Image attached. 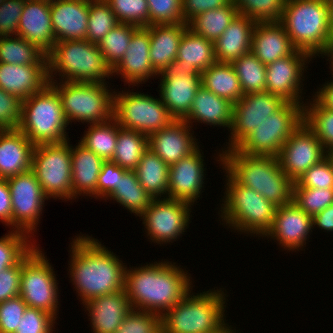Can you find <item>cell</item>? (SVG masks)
Listing matches in <instances>:
<instances>
[{"label":"cell","instance_id":"cell-1","mask_svg":"<svg viewBox=\"0 0 333 333\" xmlns=\"http://www.w3.org/2000/svg\"><path fill=\"white\" fill-rule=\"evenodd\" d=\"M70 244L68 273L82 305L95 297L124 289L126 263L113 251L82 233L72 238Z\"/></svg>","mask_w":333,"mask_h":333},{"label":"cell","instance_id":"cell-2","mask_svg":"<svg viewBox=\"0 0 333 333\" xmlns=\"http://www.w3.org/2000/svg\"><path fill=\"white\" fill-rule=\"evenodd\" d=\"M162 261L136 268L126 265L124 289L132 309L162 316L194 287L187 270Z\"/></svg>","mask_w":333,"mask_h":333},{"label":"cell","instance_id":"cell-3","mask_svg":"<svg viewBox=\"0 0 333 333\" xmlns=\"http://www.w3.org/2000/svg\"><path fill=\"white\" fill-rule=\"evenodd\" d=\"M218 153L219 166L238 184L255 190L277 207L292 201L293 182L281 169L278 157L248 155L235 148Z\"/></svg>","mask_w":333,"mask_h":333},{"label":"cell","instance_id":"cell-4","mask_svg":"<svg viewBox=\"0 0 333 333\" xmlns=\"http://www.w3.org/2000/svg\"><path fill=\"white\" fill-rule=\"evenodd\" d=\"M279 22L294 48L313 59L333 43V8L323 0H286Z\"/></svg>","mask_w":333,"mask_h":333},{"label":"cell","instance_id":"cell-5","mask_svg":"<svg viewBox=\"0 0 333 333\" xmlns=\"http://www.w3.org/2000/svg\"><path fill=\"white\" fill-rule=\"evenodd\" d=\"M47 66L49 82L57 79L109 84L106 78L109 80L113 75V68L104 59L98 44L88 40L57 41L47 53ZM57 75L62 79H54Z\"/></svg>","mask_w":333,"mask_h":333},{"label":"cell","instance_id":"cell-6","mask_svg":"<svg viewBox=\"0 0 333 333\" xmlns=\"http://www.w3.org/2000/svg\"><path fill=\"white\" fill-rule=\"evenodd\" d=\"M222 288L190 290L180 302L161 316L162 333H214L226 324V296ZM192 293V294H191ZM196 294V295H195Z\"/></svg>","mask_w":333,"mask_h":333},{"label":"cell","instance_id":"cell-7","mask_svg":"<svg viewBox=\"0 0 333 333\" xmlns=\"http://www.w3.org/2000/svg\"><path fill=\"white\" fill-rule=\"evenodd\" d=\"M225 175L226 190L218 212L224 226L239 234L264 237L272 228L277 206L255 190L238 184L227 172Z\"/></svg>","mask_w":333,"mask_h":333},{"label":"cell","instance_id":"cell-8","mask_svg":"<svg viewBox=\"0 0 333 333\" xmlns=\"http://www.w3.org/2000/svg\"><path fill=\"white\" fill-rule=\"evenodd\" d=\"M68 125L60 96L50 84L41 92L22 100L18 129L35 146L69 140L66 132Z\"/></svg>","mask_w":333,"mask_h":333},{"label":"cell","instance_id":"cell-9","mask_svg":"<svg viewBox=\"0 0 333 333\" xmlns=\"http://www.w3.org/2000/svg\"><path fill=\"white\" fill-rule=\"evenodd\" d=\"M49 84L60 96L68 124L74 121L99 124L113 118L115 91L107 83L54 81Z\"/></svg>","mask_w":333,"mask_h":333},{"label":"cell","instance_id":"cell-10","mask_svg":"<svg viewBox=\"0 0 333 333\" xmlns=\"http://www.w3.org/2000/svg\"><path fill=\"white\" fill-rule=\"evenodd\" d=\"M38 245L22 258L20 296L27 307L44 310L57 319L59 288L54 267Z\"/></svg>","mask_w":333,"mask_h":333},{"label":"cell","instance_id":"cell-11","mask_svg":"<svg viewBox=\"0 0 333 333\" xmlns=\"http://www.w3.org/2000/svg\"><path fill=\"white\" fill-rule=\"evenodd\" d=\"M117 92L113 96V119L125 129L149 136L176 120L161 98L129 89Z\"/></svg>","mask_w":333,"mask_h":333},{"label":"cell","instance_id":"cell-12","mask_svg":"<svg viewBox=\"0 0 333 333\" xmlns=\"http://www.w3.org/2000/svg\"><path fill=\"white\" fill-rule=\"evenodd\" d=\"M36 145L32 157V171L45 195L50 199L72 200L71 144Z\"/></svg>","mask_w":333,"mask_h":333},{"label":"cell","instance_id":"cell-13","mask_svg":"<svg viewBox=\"0 0 333 333\" xmlns=\"http://www.w3.org/2000/svg\"><path fill=\"white\" fill-rule=\"evenodd\" d=\"M303 122V107L285 102L235 148L248 155L278 157L282 146Z\"/></svg>","mask_w":333,"mask_h":333},{"label":"cell","instance_id":"cell-14","mask_svg":"<svg viewBox=\"0 0 333 333\" xmlns=\"http://www.w3.org/2000/svg\"><path fill=\"white\" fill-rule=\"evenodd\" d=\"M191 210L192 205L174 198H154L139 217L149 241L162 246L173 243L187 232Z\"/></svg>","mask_w":333,"mask_h":333},{"label":"cell","instance_id":"cell-15","mask_svg":"<svg viewBox=\"0 0 333 333\" xmlns=\"http://www.w3.org/2000/svg\"><path fill=\"white\" fill-rule=\"evenodd\" d=\"M11 194L12 202V228L27 233L31 238L36 236L37 226L40 223L45 200V195L34 172L18 174L6 179ZM33 235V236H32Z\"/></svg>","mask_w":333,"mask_h":333},{"label":"cell","instance_id":"cell-16","mask_svg":"<svg viewBox=\"0 0 333 333\" xmlns=\"http://www.w3.org/2000/svg\"><path fill=\"white\" fill-rule=\"evenodd\" d=\"M286 101L269 92L244 94L233 104L229 142L222 151L236 148L252 131L276 112Z\"/></svg>","mask_w":333,"mask_h":333},{"label":"cell","instance_id":"cell-17","mask_svg":"<svg viewBox=\"0 0 333 333\" xmlns=\"http://www.w3.org/2000/svg\"><path fill=\"white\" fill-rule=\"evenodd\" d=\"M310 61L312 57L307 52L295 50L291 55L267 64L266 92L303 107L304 71L307 72V63L309 64Z\"/></svg>","mask_w":333,"mask_h":333},{"label":"cell","instance_id":"cell-18","mask_svg":"<svg viewBox=\"0 0 333 333\" xmlns=\"http://www.w3.org/2000/svg\"><path fill=\"white\" fill-rule=\"evenodd\" d=\"M326 157L317 136L302 122L284 143L278 155L281 169L294 183Z\"/></svg>","mask_w":333,"mask_h":333},{"label":"cell","instance_id":"cell-19","mask_svg":"<svg viewBox=\"0 0 333 333\" xmlns=\"http://www.w3.org/2000/svg\"><path fill=\"white\" fill-rule=\"evenodd\" d=\"M158 77L159 98L176 120H182L189 113L196 92L202 85L201 75L187 74L185 68L174 60Z\"/></svg>","mask_w":333,"mask_h":333},{"label":"cell","instance_id":"cell-20","mask_svg":"<svg viewBox=\"0 0 333 333\" xmlns=\"http://www.w3.org/2000/svg\"><path fill=\"white\" fill-rule=\"evenodd\" d=\"M311 229L313 230L312 217L291 201L276 208L272 228L264 237L276 240L283 250L297 252L306 247Z\"/></svg>","mask_w":333,"mask_h":333},{"label":"cell","instance_id":"cell-21","mask_svg":"<svg viewBox=\"0 0 333 333\" xmlns=\"http://www.w3.org/2000/svg\"><path fill=\"white\" fill-rule=\"evenodd\" d=\"M198 147L187 157L169 166L168 197L194 205L199 199L206 179L204 157ZM205 171V172H204ZM205 175V176H204Z\"/></svg>","mask_w":333,"mask_h":333},{"label":"cell","instance_id":"cell-22","mask_svg":"<svg viewBox=\"0 0 333 333\" xmlns=\"http://www.w3.org/2000/svg\"><path fill=\"white\" fill-rule=\"evenodd\" d=\"M150 26L138 27L121 61L113 68V75H120L123 82L137 86L158 76L150 62Z\"/></svg>","mask_w":333,"mask_h":333},{"label":"cell","instance_id":"cell-23","mask_svg":"<svg viewBox=\"0 0 333 333\" xmlns=\"http://www.w3.org/2000/svg\"><path fill=\"white\" fill-rule=\"evenodd\" d=\"M192 128L193 126L184 120H175L169 126L148 136V149L171 166L200 146L198 139L193 136Z\"/></svg>","mask_w":333,"mask_h":333},{"label":"cell","instance_id":"cell-24","mask_svg":"<svg viewBox=\"0 0 333 333\" xmlns=\"http://www.w3.org/2000/svg\"><path fill=\"white\" fill-rule=\"evenodd\" d=\"M50 14L56 42L86 40L89 0H54Z\"/></svg>","mask_w":333,"mask_h":333},{"label":"cell","instance_id":"cell-25","mask_svg":"<svg viewBox=\"0 0 333 333\" xmlns=\"http://www.w3.org/2000/svg\"><path fill=\"white\" fill-rule=\"evenodd\" d=\"M87 310L93 333H115L132 310L125 289L95 297L83 307Z\"/></svg>","mask_w":333,"mask_h":333},{"label":"cell","instance_id":"cell-26","mask_svg":"<svg viewBox=\"0 0 333 333\" xmlns=\"http://www.w3.org/2000/svg\"><path fill=\"white\" fill-rule=\"evenodd\" d=\"M49 84L47 64L0 63V88L21 100L41 92Z\"/></svg>","mask_w":333,"mask_h":333},{"label":"cell","instance_id":"cell-27","mask_svg":"<svg viewBox=\"0 0 333 333\" xmlns=\"http://www.w3.org/2000/svg\"><path fill=\"white\" fill-rule=\"evenodd\" d=\"M17 36L34 43L47 54L56 43L52 30L50 3L25 0Z\"/></svg>","mask_w":333,"mask_h":333},{"label":"cell","instance_id":"cell-28","mask_svg":"<svg viewBox=\"0 0 333 333\" xmlns=\"http://www.w3.org/2000/svg\"><path fill=\"white\" fill-rule=\"evenodd\" d=\"M35 145L19 130H0V178L32 170Z\"/></svg>","mask_w":333,"mask_h":333},{"label":"cell","instance_id":"cell-29","mask_svg":"<svg viewBox=\"0 0 333 333\" xmlns=\"http://www.w3.org/2000/svg\"><path fill=\"white\" fill-rule=\"evenodd\" d=\"M292 45L284 26L278 22H256L252 32L251 52L265 65L291 55Z\"/></svg>","mask_w":333,"mask_h":333},{"label":"cell","instance_id":"cell-30","mask_svg":"<svg viewBox=\"0 0 333 333\" xmlns=\"http://www.w3.org/2000/svg\"><path fill=\"white\" fill-rule=\"evenodd\" d=\"M233 103L228 99L218 97L202 85L197 90L189 113L182 119L189 125L193 122L210 126L231 128Z\"/></svg>","mask_w":333,"mask_h":333},{"label":"cell","instance_id":"cell-31","mask_svg":"<svg viewBox=\"0 0 333 333\" xmlns=\"http://www.w3.org/2000/svg\"><path fill=\"white\" fill-rule=\"evenodd\" d=\"M72 200L78 196L97 198V179L104 160L80 142L71 144Z\"/></svg>","mask_w":333,"mask_h":333},{"label":"cell","instance_id":"cell-32","mask_svg":"<svg viewBox=\"0 0 333 333\" xmlns=\"http://www.w3.org/2000/svg\"><path fill=\"white\" fill-rule=\"evenodd\" d=\"M255 24L251 18L238 14L214 42L216 61L231 63L250 52Z\"/></svg>","mask_w":333,"mask_h":333},{"label":"cell","instance_id":"cell-33","mask_svg":"<svg viewBox=\"0 0 333 333\" xmlns=\"http://www.w3.org/2000/svg\"><path fill=\"white\" fill-rule=\"evenodd\" d=\"M187 23L175 25H150V62L159 74L176 60L179 43Z\"/></svg>","mask_w":333,"mask_h":333},{"label":"cell","instance_id":"cell-34","mask_svg":"<svg viewBox=\"0 0 333 333\" xmlns=\"http://www.w3.org/2000/svg\"><path fill=\"white\" fill-rule=\"evenodd\" d=\"M176 61L189 75L201 73L216 62L214 42L188 28L179 43Z\"/></svg>","mask_w":333,"mask_h":333},{"label":"cell","instance_id":"cell-35","mask_svg":"<svg viewBox=\"0 0 333 333\" xmlns=\"http://www.w3.org/2000/svg\"><path fill=\"white\" fill-rule=\"evenodd\" d=\"M134 171L152 199L168 197L169 166L150 149L143 153Z\"/></svg>","mask_w":333,"mask_h":333},{"label":"cell","instance_id":"cell-36","mask_svg":"<svg viewBox=\"0 0 333 333\" xmlns=\"http://www.w3.org/2000/svg\"><path fill=\"white\" fill-rule=\"evenodd\" d=\"M202 86L235 104L244 95L231 63L215 62L201 73Z\"/></svg>","mask_w":333,"mask_h":333},{"label":"cell","instance_id":"cell-37","mask_svg":"<svg viewBox=\"0 0 333 333\" xmlns=\"http://www.w3.org/2000/svg\"><path fill=\"white\" fill-rule=\"evenodd\" d=\"M147 149V135L131 129H125L118 124L117 144L112 162L127 171H134Z\"/></svg>","mask_w":333,"mask_h":333},{"label":"cell","instance_id":"cell-38","mask_svg":"<svg viewBox=\"0 0 333 333\" xmlns=\"http://www.w3.org/2000/svg\"><path fill=\"white\" fill-rule=\"evenodd\" d=\"M238 14L236 6L231 1L221 8L197 15L188 23V27L195 34L215 42Z\"/></svg>","mask_w":333,"mask_h":333},{"label":"cell","instance_id":"cell-39","mask_svg":"<svg viewBox=\"0 0 333 333\" xmlns=\"http://www.w3.org/2000/svg\"><path fill=\"white\" fill-rule=\"evenodd\" d=\"M119 203L130 213L139 216L151 203L152 198L141 186L135 171H126L118 187L105 199Z\"/></svg>","mask_w":333,"mask_h":333},{"label":"cell","instance_id":"cell-40","mask_svg":"<svg viewBox=\"0 0 333 333\" xmlns=\"http://www.w3.org/2000/svg\"><path fill=\"white\" fill-rule=\"evenodd\" d=\"M0 63L47 64V54L37 45L20 36L0 37Z\"/></svg>","mask_w":333,"mask_h":333},{"label":"cell","instance_id":"cell-41","mask_svg":"<svg viewBox=\"0 0 333 333\" xmlns=\"http://www.w3.org/2000/svg\"><path fill=\"white\" fill-rule=\"evenodd\" d=\"M79 142L104 161L112 160L117 144L118 123L112 118L107 122L90 124Z\"/></svg>","mask_w":333,"mask_h":333},{"label":"cell","instance_id":"cell-42","mask_svg":"<svg viewBox=\"0 0 333 333\" xmlns=\"http://www.w3.org/2000/svg\"><path fill=\"white\" fill-rule=\"evenodd\" d=\"M312 97L310 103L308 101L304 103L303 122L317 136L327 152L333 150V110Z\"/></svg>","mask_w":333,"mask_h":333},{"label":"cell","instance_id":"cell-43","mask_svg":"<svg viewBox=\"0 0 333 333\" xmlns=\"http://www.w3.org/2000/svg\"><path fill=\"white\" fill-rule=\"evenodd\" d=\"M243 94L266 91V65L251 51L231 62Z\"/></svg>","mask_w":333,"mask_h":333},{"label":"cell","instance_id":"cell-44","mask_svg":"<svg viewBox=\"0 0 333 333\" xmlns=\"http://www.w3.org/2000/svg\"><path fill=\"white\" fill-rule=\"evenodd\" d=\"M137 26L118 23L99 42L98 47L107 63L114 68L123 58Z\"/></svg>","mask_w":333,"mask_h":333},{"label":"cell","instance_id":"cell-45","mask_svg":"<svg viewBox=\"0 0 333 333\" xmlns=\"http://www.w3.org/2000/svg\"><path fill=\"white\" fill-rule=\"evenodd\" d=\"M118 23L116 15L105 0H89L86 40L99 44L102 38Z\"/></svg>","mask_w":333,"mask_h":333},{"label":"cell","instance_id":"cell-46","mask_svg":"<svg viewBox=\"0 0 333 333\" xmlns=\"http://www.w3.org/2000/svg\"><path fill=\"white\" fill-rule=\"evenodd\" d=\"M34 241L27 233L18 230L3 235L0 238V272L16 265L36 245Z\"/></svg>","mask_w":333,"mask_h":333},{"label":"cell","instance_id":"cell-47","mask_svg":"<svg viewBox=\"0 0 333 333\" xmlns=\"http://www.w3.org/2000/svg\"><path fill=\"white\" fill-rule=\"evenodd\" d=\"M239 14L255 22H278L281 20L286 0H231Z\"/></svg>","mask_w":333,"mask_h":333},{"label":"cell","instance_id":"cell-48","mask_svg":"<svg viewBox=\"0 0 333 333\" xmlns=\"http://www.w3.org/2000/svg\"><path fill=\"white\" fill-rule=\"evenodd\" d=\"M119 23L137 27L149 26V6L147 0H105Z\"/></svg>","mask_w":333,"mask_h":333},{"label":"cell","instance_id":"cell-49","mask_svg":"<svg viewBox=\"0 0 333 333\" xmlns=\"http://www.w3.org/2000/svg\"><path fill=\"white\" fill-rule=\"evenodd\" d=\"M292 201L313 217L333 204V189L293 187Z\"/></svg>","mask_w":333,"mask_h":333},{"label":"cell","instance_id":"cell-50","mask_svg":"<svg viewBox=\"0 0 333 333\" xmlns=\"http://www.w3.org/2000/svg\"><path fill=\"white\" fill-rule=\"evenodd\" d=\"M182 0H147L150 25H175L184 23Z\"/></svg>","mask_w":333,"mask_h":333},{"label":"cell","instance_id":"cell-51","mask_svg":"<svg viewBox=\"0 0 333 333\" xmlns=\"http://www.w3.org/2000/svg\"><path fill=\"white\" fill-rule=\"evenodd\" d=\"M161 316L132 309L115 333H161Z\"/></svg>","mask_w":333,"mask_h":333},{"label":"cell","instance_id":"cell-52","mask_svg":"<svg viewBox=\"0 0 333 333\" xmlns=\"http://www.w3.org/2000/svg\"><path fill=\"white\" fill-rule=\"evenodd\" d=\"M55 320L53 315L44 310L27 307L15 333H53Z\"/></svg>","mask_w":333,"mask_h":333},{"label":"cell","instance_id":"cell-53","mask_svg":"<svg viewBox=\"0 0 333 333\" xmlns=\"http://www.w3.org/2000/svg\"><path fill=\"white\" fill-rule=\"evenodd\" d=\"M293 187L333 189V168L327 157L308 169Z\"/></svg>","mask_w":333,"mask_h":333},{"label":"cell","instance_id":"cell-54","mask_svg":"<svg viewBox=\"0 0 333 333\" xmlns=\"http://www.w3.org/2000/svg\"><path fill=\"white\" fill-rule=\"evenodd\" d=\"M21 111L22 100L0 88V130L18 129Z\"/></svg>","mask_w":333,"mask_h":333},{"label":"cell","instance_id":"cell-55","mask_svg":"<svg viewBox=\"0 0 333 333\" xmlns=\"http://www.w3.org/2000/svg\"><path fill=\"white\" fill-rule=\"evenodd\" d=\"M25 0H4L0 4V37L17 36Z\"/></svg>","mask_w":333,"mask_h":333},{"label":"cell","instance_id":"cell-56","mask_svg":"<svg viewBox=\"0 0 333 333\" xmlns=\"http://www.w3.org/2000/svg\"><path fill=\"white\" fill-rule=\"evenodd\" d=\"M26 308L20 295L0 303V333H15Z\"/></svg>","mask_w":333,"mask_h":333},{"label":"cell","instance_id":"cell-57","mask_svg":"<svg viewBox=\"0 0 333 333\" xmlns=\"http://www.w3.org/2000/svg\"><path fill=\"white\" fill-rule=\"evenodd\" d=\"M127 170L116 163L104 161L97 179V199H106L117 187Z\"/></svg>","mask_w":333,"mask_h":333},{"label":"cell","instance_id":"cell-58","mask_svg":"<svg viewBox=\"0 0 333 333\" xmlns=\"http://www.w3.org/2000/svg\"><path fill=\"white\" fill-rule=\"evenodd\" d=\"M22 259L0 272V303L20 295Z\"/></svg>","mask_w":333,"mask_h":333},{"label":"cell","instance_id":"cell-59","mask_svg":"<svg viewBox=\"0 0 333 333\" xmlns=\"http://www.w3.org/2000/svg\"><path fill=\"white\" fill-rule=\"evenodd\" d=\"M182 14L184 23H189L197 15L212 9L221 8L231 0H182Z\"/></svg>","mask_w":333,"mask_h":333},{"label":"cell","instance_id":"cell-60","mask_svg":"<svg viewBox=\"0 0 333 333\" xmlns=\"http://www.w3.org/2000/svg\"><path fill=\"white\" fill-rule=\"evenodd\" d=\"M0 222L10 228L12 227L11 194L7 180L1 178H0Z\"/></svg>","mask_w":333,"mask_h":333},{"label":"cell","instance_id":"cell-61","mask_svg":"<svg viewBox=\"0 0 333 333\" xmlns=\"http://www.w3.org/2000/svg\"><path fill=\"white\" fill-rule=\"evenodd\" d=\"M313 229L319 228L320 230H324L325 232L333 231V204L329 205L326 209L319 212L315 216L312 217ZM317 227H316V226Z\"/></svg>","mask_w":333,"mask_h":333},{"label":"cell","instance_id":"cell-62","mask_svg":"<svg viewBox=\"0 0 333 333\" xmlns=\"http://www.w3.org/2000/svg\"><path fill=\"white\" fill-rule=\"evenodd\" d=\"M330 81V82H329ZM323 84L318 91L314 93V97L325 107L333 110V81L329 80Z\"/></svg>","mask_w":333,"mask_h":333},{"label":"cell","instance_id":"cell-63","mask_svg":"<svg viewBox=\"0 0 333 333\" xmlns=\"http://www.w3.org/2000/svg\"><path fill=\"white\" fill-rule=\"evenodd\" d=\"M321 57H328L326 59L329 64L331 65L330 70L333 71V43L325 50V52L321 55ZM332 73V79H333V72ZM333 81V80H332Z\"/></svg>","mask_w":333,"mask_h":333},{"label":"cell","instance_id":"cell-64","mask_svg":"<svg viewBox=\"0 0 333 333\" xmlns=\"http://www.w3.org/2000/svg\"><path fill=\"white\" fill-rule=\"evenodd\" d=\"M233 327L228 323H226L225 325H223L220 329H218L216 332L214 333H236V329H232ZM238 333V332H237Z\"/></svg>","mask_w":333,"mask_h":333},{"label":"cell","instance_id":"cell-65","mask_svg":"<svg viewBox=\"0 0 333 333\" xmlns=\"http://www.w3.org/2000/svg\"><path fill=\"white\" fill-rule=\"evenodd\" d=\"M326 157L329 160L332 168H333V150L327 151L326 152Z\"/></svg>","mask_w":333,"mask_h":333},{"label":"cell","instance_id":"cell-66","mask_svg":"<svg viewBox=\"0 0 333 333\" xmlns=\"http://www.w3.org/2000/svg\"><path fill=\"white\" fill-rule=\"evenodd\" d=\"M327 5L333 8V0H323Z\"/></svg>","mask_w":333,"mask_h":333},{"label":"cell","instance_id":"cell-67","mask_svg":"<svg viewBox=\"0 0 333 333\" xmlns=\"http://www.w3.org/2000/svg\"><path fill=\"white\" fill-rule=\"evenodd\" d=\"M37 1H44V2H47V3H51V2H53L54 0H37Z\"/></svg>","mask_w":333,"mask_h":333}]
</instances>
